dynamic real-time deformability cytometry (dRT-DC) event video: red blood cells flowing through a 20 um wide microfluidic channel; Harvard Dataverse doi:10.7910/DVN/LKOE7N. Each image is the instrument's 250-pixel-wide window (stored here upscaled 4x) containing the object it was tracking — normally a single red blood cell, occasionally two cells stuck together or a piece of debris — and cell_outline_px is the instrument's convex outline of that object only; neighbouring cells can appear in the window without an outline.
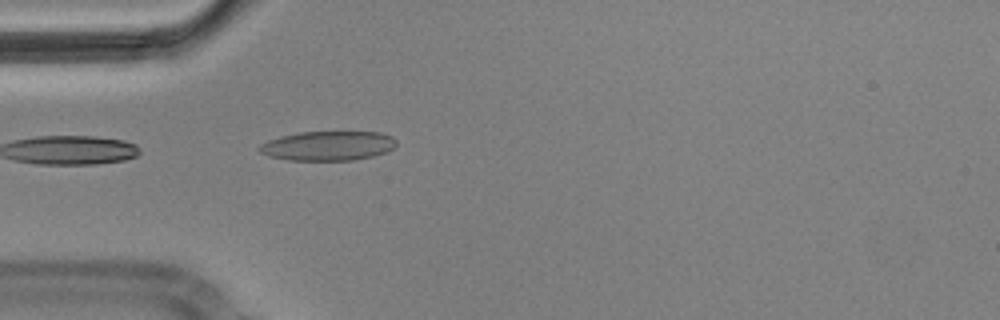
{"species": "Egyptian fruit bat (a non-hibernating species)", "species_latin": "Rousettus aegyptiacus", "temperature_condition": "cold", "stored_images_in_passage": 4, "camera_frame_rate_fps": 3000, "um_per_image_px": 0.085, "animal": {"sex": "male"}, "frame": {"image": 1, "passage_image": 4, "time_ms": 1.0, "image_size_px": [1000, 320], "cell_outline_px": [[396, 144], [388, 152], [372, 156], [352, 160], [288, 160], [268, 156], [260, 152], [256, 148], [260, 144], [268, 140], [280, 136], [300, 132], [380, 132], [392, 136], [396, 140]], "centroid_in_image_um": [27.86, 12.39], "position_along_channel_um": 57.1, "area_um2": 23.58}}